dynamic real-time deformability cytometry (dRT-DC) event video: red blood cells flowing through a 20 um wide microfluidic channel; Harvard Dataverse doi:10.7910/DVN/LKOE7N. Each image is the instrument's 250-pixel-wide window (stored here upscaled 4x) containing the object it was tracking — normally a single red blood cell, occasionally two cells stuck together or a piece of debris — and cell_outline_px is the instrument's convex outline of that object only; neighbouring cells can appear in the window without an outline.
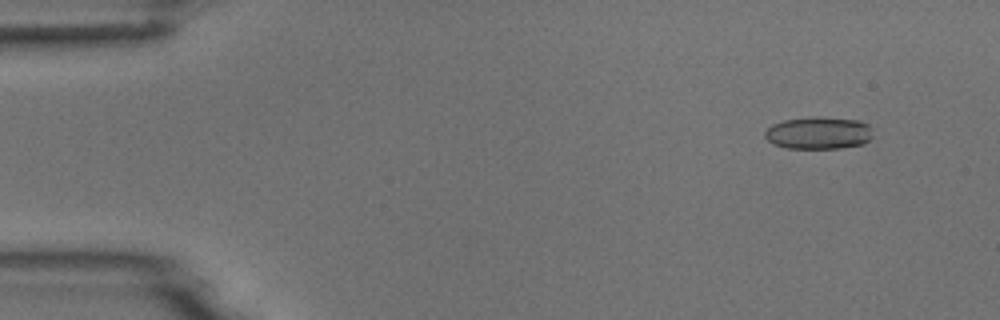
{"species": "common noctule bat (a hibernating species)", "species_latin": "Nyctalus noctula", "temperature_condition": "room temperature", "stored_images_in_passage": 6, "camera_frame_rate_fps": 3000, "um_per_image_px": 0.085, "animal": {"sex": "male", "body_mass_g": 18.8}, "frame": {"image": 1, "passage_image": 2, "time_ms": 0.333, "image_size_px": [1000, 320], "cell_outline_px": [[872, 136], [864, 144], [840, 148], [788, 148], [772, 144], [764, 136], [764, 132], [772, 124], [784, 120], [812, 116], [820, 116], [860, 120], [868, 124], [872, 128]], "centroid_in_image_um": [69.59, 11.29], "position_along_channel_um": 15.4, "area_um2": 20.63}}
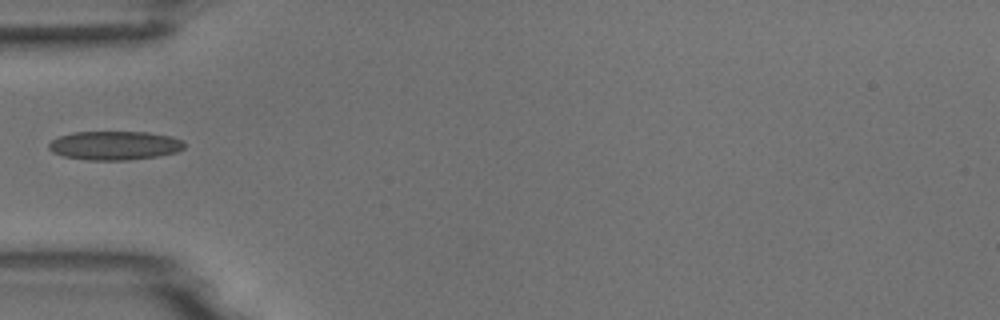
{"frame": {"image": 2, "passage_image": 5, "time_ms": 1.333, "image_size_px": [1000, 320], "cell_outline_px": [[184, 148], [176, 152], [160, 156], [128, 160], [88, 160], [64, 156], [52, 152], [48, 148], [48, 144], [52, 140], [60, 136], [72, 132], [148, 132], [172, 136], [184, 140]], "centroid_in_image_um": [9.77, 12.36], "position_along_channel_um": 75.2, "area_um2": 22.95}}